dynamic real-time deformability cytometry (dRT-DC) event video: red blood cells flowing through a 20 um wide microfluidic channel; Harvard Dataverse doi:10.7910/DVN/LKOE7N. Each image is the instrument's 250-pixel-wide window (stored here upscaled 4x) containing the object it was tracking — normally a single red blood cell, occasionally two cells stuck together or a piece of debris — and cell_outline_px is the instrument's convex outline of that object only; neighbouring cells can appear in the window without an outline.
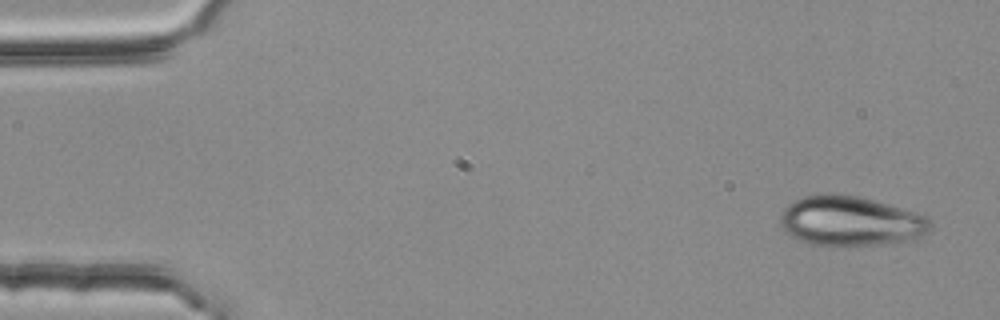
{"species": "common noctule bat (a hibernating species)", "species_latin": "Nyctalus noctula", "temperature_condition": "room temperature", "stored_images_in_passage": 3, "camera_frame_rate_fps": 3000, "um_per_image_px": 0.085, "animal": {"sex": "female", "body_mass_g": 25.1}, "frame": {"image": 1, "passage_image": 1, "time_ms": 0.0, "image_size_px": [1000, 320], "cell_outline_px": [[932, 224], [928, 232], [916, 240], [876, 244], [812, 244], [800, 240], [784, 232], [780, 224], [780, 216], [784, 208], [788, 204], [804, 196], [824, 192], [828, 192], [856, 196], [888, 204], [928, 216]], "centroid_in_image_um": [72.3, 18.77], "position_along_channel_um": 12.7, "area_um2": 43.35}}
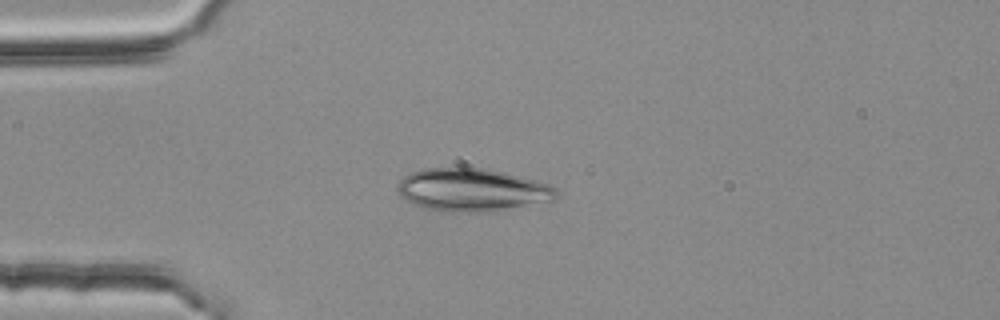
{"frame": {"image": 2, "passage_image": 3, "time_ms": 0.667, "image_size_px": [1000, 320], "cell_outline_px": [[560, 192], [556, 200], [484, 212], [448, 212], [428, 208], [412, 204], [404, 200], [400, 196], [396, 188], [396, 184], [408, 172], [424, 168], [484, 168], [508, 172], [536, 180], [548, 184], [556, 188]], "centroid_in_image_um": [40.12, 16.13], "position_along_channel_um": 44.9, "area_um2": 40.06}}